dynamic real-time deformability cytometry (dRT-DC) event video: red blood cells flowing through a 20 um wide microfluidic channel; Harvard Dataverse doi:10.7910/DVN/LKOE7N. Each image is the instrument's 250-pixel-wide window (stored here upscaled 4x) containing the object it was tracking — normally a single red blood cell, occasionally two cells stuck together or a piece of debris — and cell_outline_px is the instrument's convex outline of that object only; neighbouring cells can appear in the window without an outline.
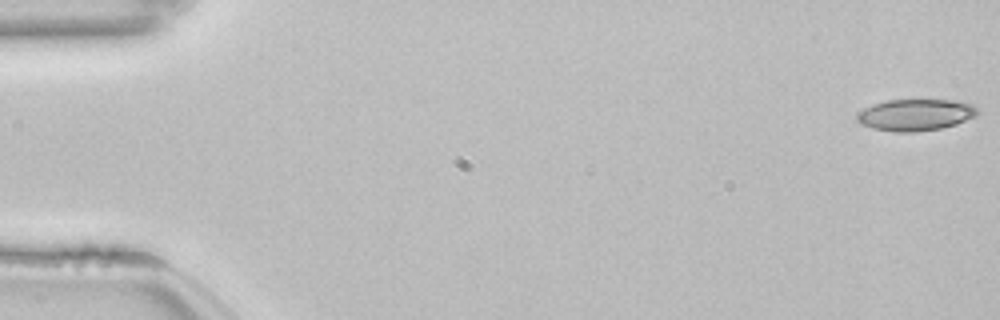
{"species": "common noctule bat (a hibernating species)", "species_latin": "Nyctalus noctula", "temperature_condition": "room temperature", "stored_images_in_passage": 54, "camera_frame_rate_fps": 3000, "um_per_image_px": 0.085, "animal": {"sex": "female", "body_mass_g": 22.7, "forearm_length_mm": 54.2}, "frame": {"image": 1, "passage_image": 1, "time_ms": 0.0, "image_size_px": [1000, 320], "cell_outline_px": [[980, 112], [976, 116], [956, 124], [940, 128], [912, 132], [896, 132], [872, 128], [860, 124], [856, 120], [856, 116], [864, 108], [872, 104], [888, 100], [956, 100], [972, 104], [980, 108]], "centroid_in_image_um": [77.84, 9.75], "position_along_channel_um": 7.2, "area_um2": 22.31}}
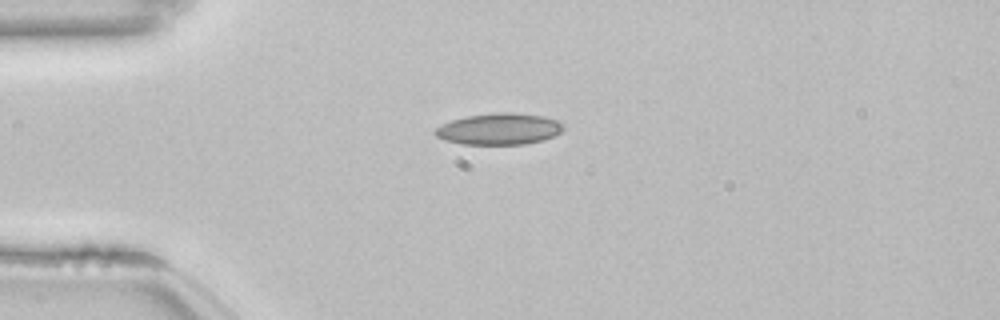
{"frame": {"image": 2, "passage_image": 14, "time_ms": 4.333, "image_size_px": [1000, 320], "cell_outline_px": [[564, 128], [556, 136], [544, 140], [524, 144], [464, 144], [444, 140], [436, 136], [432, 132], [436, 128], [452, 120], [468, 116], [496, 112], [512, 112], [544, 116], [556, 120], [564, 124]], "centroid_in_image_um": [42.46, 10.96], "position_along_channel_um": 42.5, "area_um2": 23.52}}
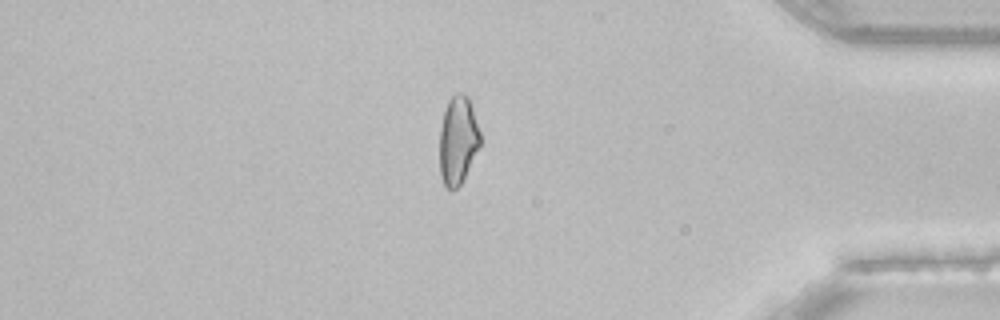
{"frame": {"image": 3, "passage_image": 46, "time_ms": 15.0, "image_size_px": [1000, 320], "cell_outline_px": [[480, 144], [460, 184], [452, 192], [444, 184], [440, 176], [440, 128], [444, 112], [448, 100], [456, 92], [464, 92], [468, 96], [472, 104], [480, 132]], "centroid_in_image_um": [38.91, 11.87], "position_along_channel_um": 396.3, "area_um2": 20.81}, "authors_computed_cell_mechanics": {"area_um2": 21.6461, "velocity_mm_per_s": 3.8498, "shape_relaxation_time_tau1_ms": null, "shape_relaxation_time_tau2_ms": 2.2608, "deformation_change_tau1": null, "deformation_change_tau2": 0.0775}}